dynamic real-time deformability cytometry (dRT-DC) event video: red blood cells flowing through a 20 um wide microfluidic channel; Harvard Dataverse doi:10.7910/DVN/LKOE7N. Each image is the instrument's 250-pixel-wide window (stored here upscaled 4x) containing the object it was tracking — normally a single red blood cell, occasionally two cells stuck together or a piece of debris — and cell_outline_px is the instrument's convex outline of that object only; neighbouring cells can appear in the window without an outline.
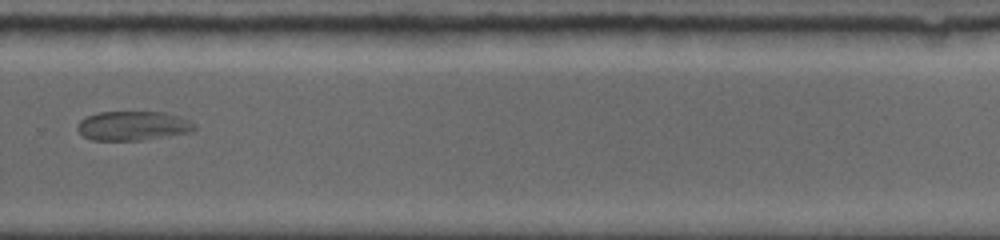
{"species": "common noctule bat (a hibernating species)", "species_latin": "Nyctalus noctula", "temperature_condition": "room temperature", "stored_images_in_passage": 27, "camera_frame_rate_fps": 5000, "um_per_image_px": 0.085, "animal": {"sex": "female", "body_mass_g": 19.0, "forearm_length_mm": 56.7}, "frame": {"image": 1, "passage_image": 20, "time_ms": 7.0, "image_size_px": [1000, 240], "cell_outline_px": [[196, 128], [192, 132], [140, 140], [92, 140], [84, 136], [76, 128], [76, 124], [80, 120], [88, 116], [100, 112], [164, 112], [180, 116], [192, 120], [196, 124]], "centroid_in_image_um": [11.34, 10.69], "position_along_channel_um": 318.5, "area_um2": 20.06}}